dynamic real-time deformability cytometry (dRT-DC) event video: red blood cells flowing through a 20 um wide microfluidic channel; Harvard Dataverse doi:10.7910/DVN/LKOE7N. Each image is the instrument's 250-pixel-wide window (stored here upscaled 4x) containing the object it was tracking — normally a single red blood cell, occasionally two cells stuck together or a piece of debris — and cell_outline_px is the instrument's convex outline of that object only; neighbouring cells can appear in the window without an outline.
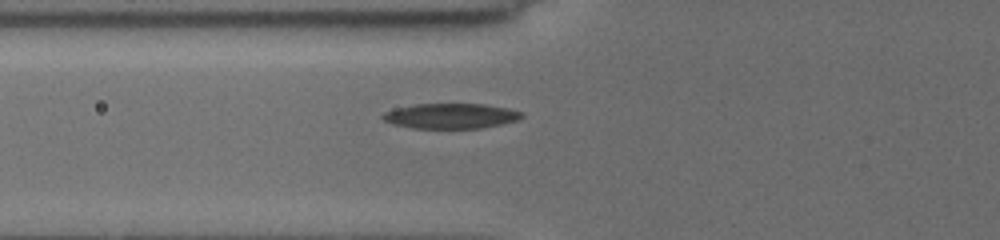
{"species": "common noctule bat (a hibernating species)", "species_latin": "Nyctalus noctula", "temperature_condition": "cold", "stored_images_in_passage": 8, "camera_frame_rate_fps": 3000, "um_per_image_px": 0.085, "animal": {"sex": "female", "body_mass_g": 19.5, "forearm_length_mm": 54.1}, "frame": {"image": 1, "passage_image": 8, "time_ms": 7.333, "image_size_px": [1000, 240], "cell_outline_px": [[524, 116], [520, 120], [480, 128], [412, 128], [392, 124], [384, 120], [380, 116], [384, 112], [396, 108], [416, 104], [484, 104], [508, 108], [524, 112]], "centroid_in_image_um": [38.34, 9.85], "position_along_channel_um": 87.5, "area_um2": 20.46}}